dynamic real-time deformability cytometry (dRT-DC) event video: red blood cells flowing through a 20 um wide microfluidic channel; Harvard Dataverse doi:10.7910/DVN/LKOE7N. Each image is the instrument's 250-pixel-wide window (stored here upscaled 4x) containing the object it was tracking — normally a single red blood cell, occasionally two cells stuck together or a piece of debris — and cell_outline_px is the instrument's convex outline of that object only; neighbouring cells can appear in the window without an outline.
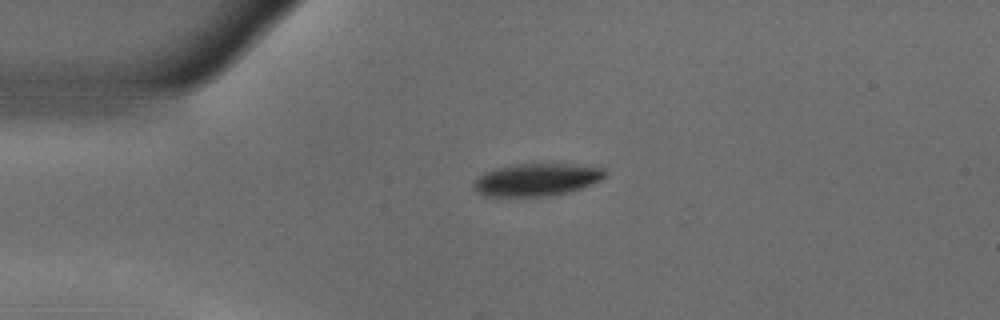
{"species": "common noctule bat (a hibernating species)", "species_latin": "Nyctalus noctula", "temperature_condition": "warm", "stored_images_in_passage": 40, "camera_frame_rate_fps": 3000, "um_per_image_px": 0.085, "animal": {"sex": "male", "body_mass_g": 18.8}, "frame": {"image": 1, "passage_image": 1, "time_ms": 0.0, "image_size_px": [1000, 320], "cell_outline_px": [[604, 176], [600, 180], [592, 184], [568, 192], [548, 196], [484, 196], [476, 192], [472, 188], [472, 184], [480, 176], [496, 168], [516, 164], [600, 164], [604, 168]], "centroid_in_image_um": [45.67, 15.26], "position_along_channel_um": 39.3, "area_um2": 25.03}}
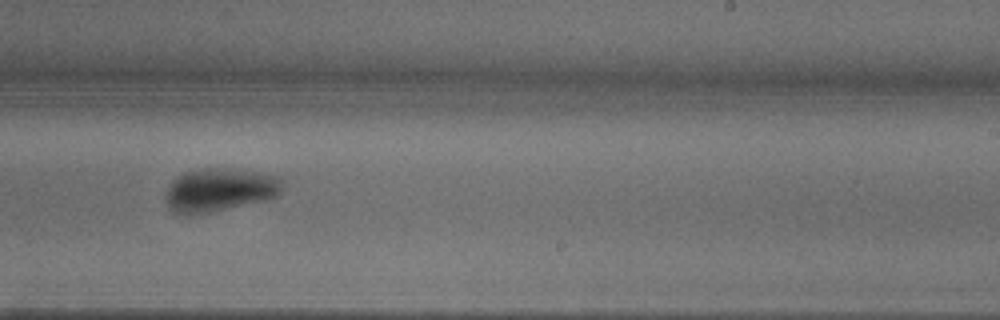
{"frame": {"image": 2, "passage_image": 22, "time_ms": 7.0, "image_size_px": [1000, 320], "cell_outline_px": [[284, 184], [280, 192], [276, 196], [264, 200], [212, 212], [188, 216], [184, 216], [172, 212], [168, 204], [164, 192], [172, 180], [176, 176], [184, 172], [204, 168], [228, 168], [260, 172], [280, 176], [284, 180]], "centroid_in_image_um": [18.65, 16.14], "position_along_channel_um": 270.4, "area_um2": 30.0}}
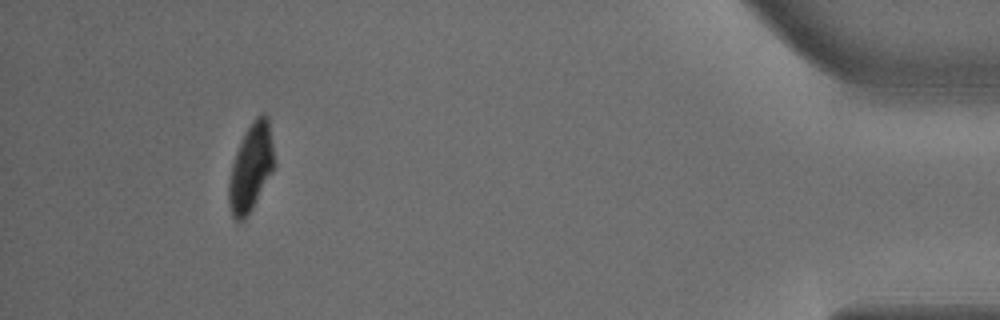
{"frame": {"image": 3, "passage_image": 39, "time_ms": 12.667, "image_size_px": [1000, 320], "cell_outline_px": [[276, 164], [272, 172], [248, 216], [240, 224], [232, 216], [228, 204], [228, 180], [232, 164], [236, 152], [252, 120], [260, 112], [264, 112], [268, 116], [276, 160]], "centroid_in_image_um": [21.34, 14.25], "position_along_channel_um": 413.9, "area_um2": 23.52}}